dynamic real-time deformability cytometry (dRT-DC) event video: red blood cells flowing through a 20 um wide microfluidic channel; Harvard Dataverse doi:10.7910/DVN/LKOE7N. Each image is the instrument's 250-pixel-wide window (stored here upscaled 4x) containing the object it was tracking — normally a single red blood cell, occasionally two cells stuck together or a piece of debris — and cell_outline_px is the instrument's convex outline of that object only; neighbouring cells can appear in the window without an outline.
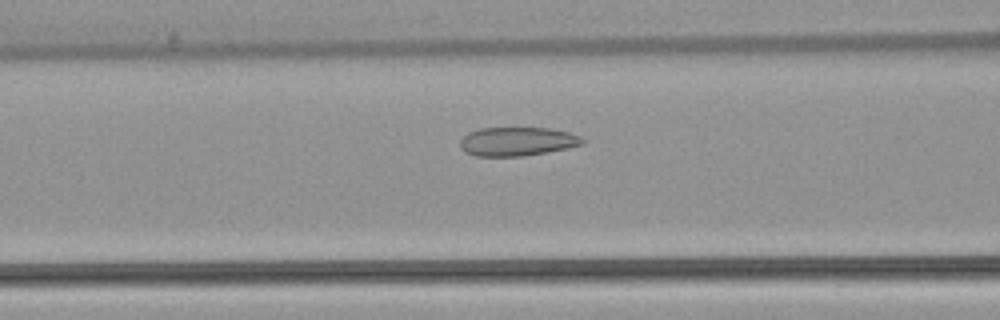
{"species": "common noctule bat (a hibernating species)", "species_latin": "Nyctalus noctula", "temperature_condition": "warm", "stored_images_in_passage": 50, "camera_frame_rate_fps": 3000, "um_per_image_px": 0.085, "animal": {"sex": "female", "body_mass_g": 22.7, "forearm_length_mm": 54.2}, "frame": {"image": 1, "passage_image": 19, "time_ms": 6.0, "image_size_px": [1000, 320], "cell_outline_px": [[584, 144], [568, 148], [524, 156], [476, 156], [464, 152], [460, 148], [460, 140], [468, 132], [480, 128], [548, 128], [568, 132], [580, 136], [584, 140]], "centroid_in_image_um": [43.94, 12.03], "position_along_channel_um": 122.7, "area_um2": 20.58}}
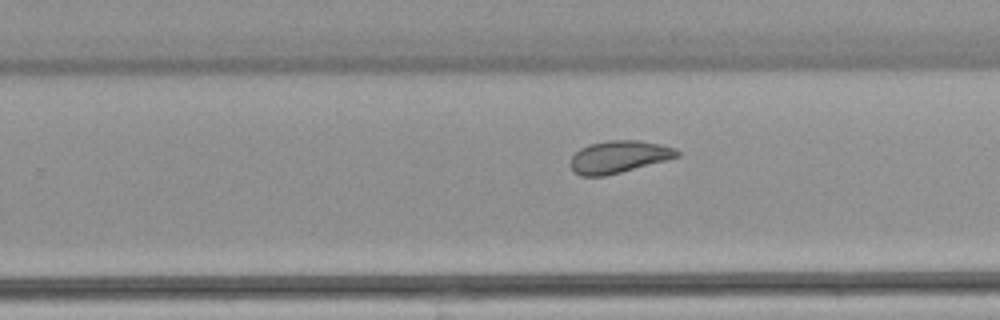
{"frame": {"image": 2, "passage_image": 31, "time_ms": 10.0, "image_size_px": [1000, 320], "cell_outline_px": [[680, 156], [668, 160], [604, 176], [580, 176], [572, 172], [568, 164], [572, 156], [580, 148], [588, 144], [608, 140], [640, 140], [660, 144], [676, 148], [680, 152]], "centroid_in_image_um": [52.57, 13.33], "position_along_channel_um": 277.2, "area_um2": 20.35}}
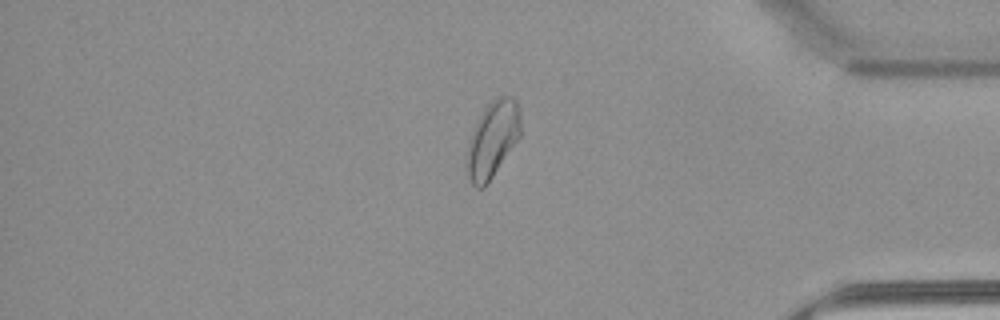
{"frame": {"image": 3, "passage_image": 42, "time_ms": 13.667, "image_size_px": [1000, 320], "cell_outline_px": [[520, 136], [488, 184], [484, 188], [476, 188], [472, 184], [464, 168], [464, 156], [468, 140], [472, 128], [484, 108], [492, 100], [500, 96], [512, 96], [516, 100], [520, 108]], "centroid_in_image_um": [41.81, 11.88], "position_along_channel_um": 393.4, "area_um2": 24.57}, "authors_computed_cell_mechanics": {"area_um2": 23.3512, "velocity_mm_per_s": 3.8755, "shape_relaxation_time_tau1_ms": null, "shape_relaxation_time_tau2_ms": 1.5824, "deformation_change_tau1": null, "deformation_change_tau2": 0.0511}}